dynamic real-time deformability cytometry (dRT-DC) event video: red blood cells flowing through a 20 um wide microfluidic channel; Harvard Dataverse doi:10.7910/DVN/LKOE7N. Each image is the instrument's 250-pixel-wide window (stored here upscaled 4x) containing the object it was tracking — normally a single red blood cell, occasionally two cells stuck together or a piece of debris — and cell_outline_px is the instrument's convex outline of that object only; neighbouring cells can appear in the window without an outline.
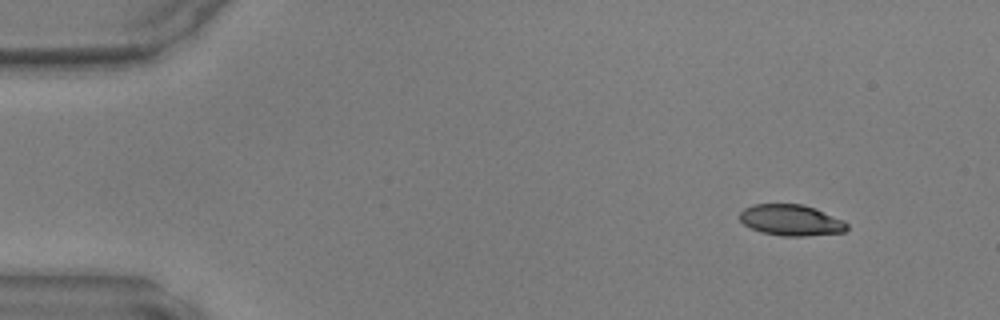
{"species": "common noctule bat (a hibernating species)", "species_latin": "Nyctalus noctula", "temperature_condition": "warm", "stored_images_in_passage": 5, "camera_frame_rate_fps": 3000, "um_per_image_px": 0.085, "animal": {"sex": "male", "body_mass_g": 17.9, "forearm_length_mm": 54.2}, "frame": {"image": 1, "passage_image": 1, "time_ms": 0.0, "image_size_px": [1000, 320], "cell_outline_px": [[848, 228], [844, 232], [804, 236], [780, 236], [760, 232], [744, 224], [740, 220], [740, 212], [744, 208], [752, 204], [804, 204], [816, 208], [844, 220], [848, 224]], "centroid_in_image_um": [67.25, 18.71], "position_along_channel_um": 17.8, "area_um2": 19.59}}